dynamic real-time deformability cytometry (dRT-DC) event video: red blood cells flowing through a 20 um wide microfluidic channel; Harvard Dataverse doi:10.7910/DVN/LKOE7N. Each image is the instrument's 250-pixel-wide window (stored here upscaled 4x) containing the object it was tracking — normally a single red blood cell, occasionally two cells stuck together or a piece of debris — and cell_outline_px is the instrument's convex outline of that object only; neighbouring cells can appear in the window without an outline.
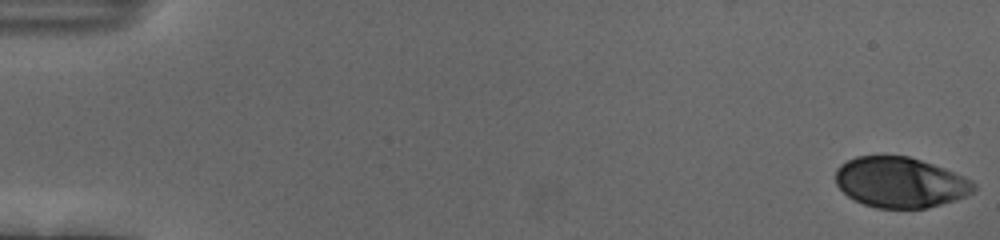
{"species": "human", "species_latin": "Homo sapiens", "temperature_condition": "cold", "stored_images_in_passage": 55, "camera_frame_rate_fps": 3000, "um_per_image_px": 0.085, "donor": {"sex": "female"}, "frame": {"image": 1, "passage_image": 1, "time_ms": 0.0, "image_size_px": [1000, 240], "cell_outline_px": [[976, 188], [972, 192], [956, 200], [924, 208], [876, 208], [864, 204], [848, 196], [836, 184], [836, 168], [840, 164], [856, 156], [908, 156], [944, 168], [964, 176], [972, 180], [976, 184]], "centroid_in_image_um": [76.52, 15.5], "position_along_channel_um": 8.5, "area_um2": 40.46}}
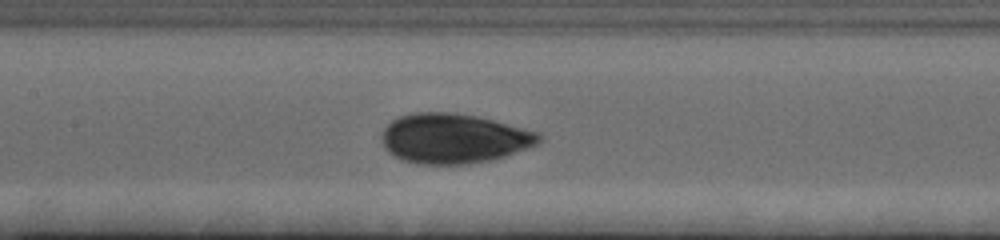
{"frame": {"image": 2, "passage_image": 27, "time_ms": 8.667, "image_size_px": [1000, 240], "cell_outline_px": [[540, 140], [536, 144], [504, 156], [492, 160], [468, 164], [416, 164], [400, 160], [392, 156], [384, 148], [380, 140], [380, 136], [384, 128], [392, 120], [400, 116], [416, 112], [456, 112], [476, 116], [492, 120], [536, 132], [540, 136]], "centroid_in_image_um": [38.46, 11.78], "position_along_channel_um": 168.9, "area_um2": 45.6}}
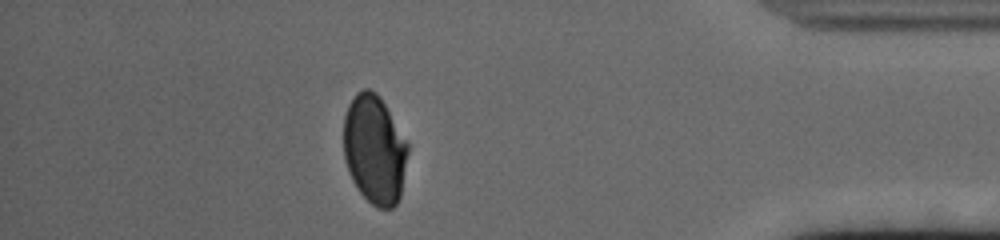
{"frame": {"image": 3, "passage_image": 49, "time_ms": 16.0, "image_size_px": [1000, 240], "cell_outline_px": [[408, 152], [400, 196], [396, 204], [392, 208], [376, 208], [356, 188], [352, 180], [344, 160], [344, 116], [348, 104], [356, 92], [364, 88], [368, 88], [376, 92], [380, 96], [408, 144]], "centroid_in_image_um": [31.81, 12.7], "position_along_channel_um": 403.4, "area_um2": 40.81}, "authors_computed_cell_mechanics": {"area_um2": 43.5812, "velocity_mm_per_s": 3.6981, "shape_relaxation_time_tau1_ms": 4.2175, "shape_relaxation_time_tau2_ms": null, "deformation_change_tau1": 0.1321, "deformation_change_tau2": null}}